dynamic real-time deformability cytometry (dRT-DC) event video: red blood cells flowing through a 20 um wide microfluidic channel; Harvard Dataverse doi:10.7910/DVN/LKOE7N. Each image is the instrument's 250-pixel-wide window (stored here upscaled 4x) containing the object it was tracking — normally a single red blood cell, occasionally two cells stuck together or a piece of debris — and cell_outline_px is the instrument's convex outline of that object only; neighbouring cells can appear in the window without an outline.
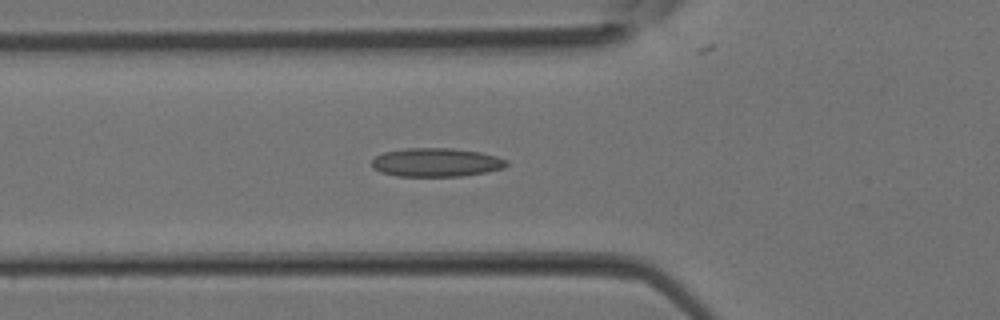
{"species": "Egyptian fruit bat (a non-hibernating species)", "species_latin": "Rousettus aegyptiacus", "temperature_condition": "room temperature", "stored_images_in_passage": 31, "camera_frame_rate_fps": 3000, "um_per_image_px": 0.085, "animal": {"sex": "female"}, "frame": {"image": 1, "passage_image": 6, "time_ms": 1.667, "image_size_px": [1000, 320], "cell_outline_px": [[508, 164], [504, 168], [484, 172], [460, 176], [396, 176], [380, 172], [372, 168], [372, 160], [376, 156], [384, 152], [408, 148], [452, 148], [480, 152], [496, 156], [508, 160]], "centroid_in_image_um": [37.07, 13.8], "position_along_channel_um": 88.7, "area_um2": 22.48}}
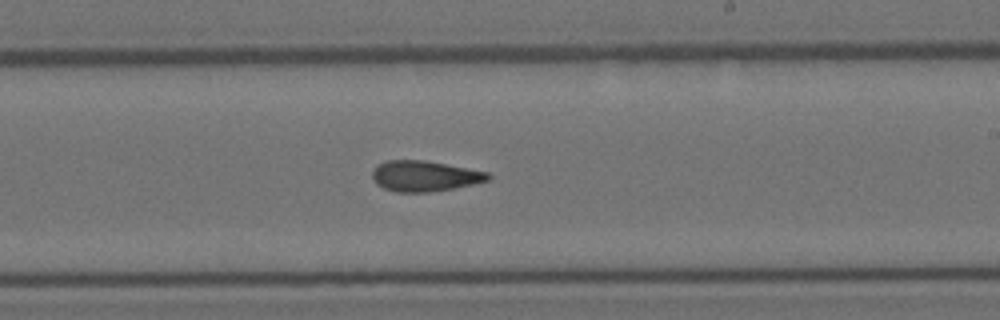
{"frame": {"image": 2, "passage_image": 15, "time_ms": 4.667, "image_size_px": [1000, 320], "cell_outline_px": [[492, 176], [488, 180], [472, 184], [452, 188], [428, 192], [396, 192], [384, 188], [376, 184], [372, 176], [372, 172], [376, 164], [388, 160], [424, 160], [488, 172]], "centroid_in_image_um": [36.05, 14.96], "position_along_channel_um": 253.0, "area_um2": 20.52}}
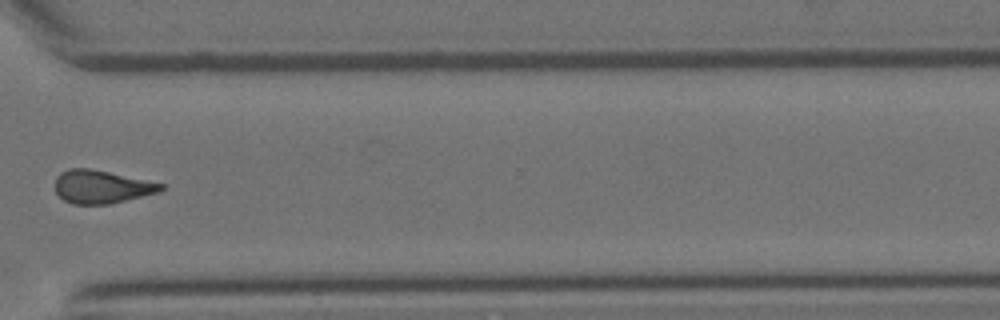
{"frame": {"image": 3, "passage_image": 21, "time_ms": 6.667, "image_size_px": [1000, 320], "cell_outline_px": [[164, 188], [160, 192], [108, 204], [72, 204], [64, 200], [56, 192], [56, 176], [60, 172], [68, 168], [88, 168], [108, 172], [164, 184]], "centroid_in_image_um": [8.61, 15.87], "position_along_channel_um": 362.0, "area_um2": 20.23}}